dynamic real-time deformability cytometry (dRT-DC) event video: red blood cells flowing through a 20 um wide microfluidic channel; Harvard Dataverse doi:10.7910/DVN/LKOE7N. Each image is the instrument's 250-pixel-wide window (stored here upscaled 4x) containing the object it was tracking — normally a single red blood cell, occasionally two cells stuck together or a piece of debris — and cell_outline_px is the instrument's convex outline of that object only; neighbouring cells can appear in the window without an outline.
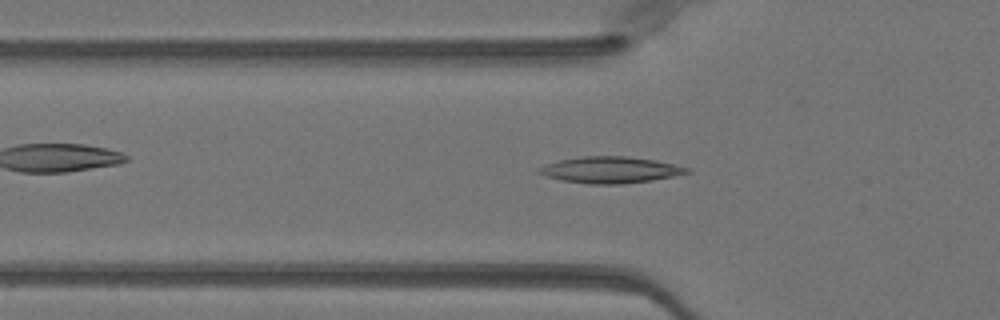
{"species": "Egyptian fruit bat (a non-hibernating species)", "species_latin": "Rousettus aegyptiacus", "temperature_condition": "warm", "stored_images_in_passage": 42, "camera_frame_rate_fps": 3000, "um_per_image_px": 0.085, "animal": {"sex": "female"}, "frame": {"image": 1, "passage_image": 13, "time_ms": 4.0, "image_size_px": [1000, 320], "cell_outline_px": [[692, 172], [652, 180], [620, 184], [588, 184], [560, 180], [544, 176], [536, 172], [536, 168], [560, 160], [584, 156], [624, 156], [656, 160], [692, 168]], "centroid_in_image_um": [51.87, 14.44], "position_along_channel_um": 73.9, "area_um2": 22.83}}
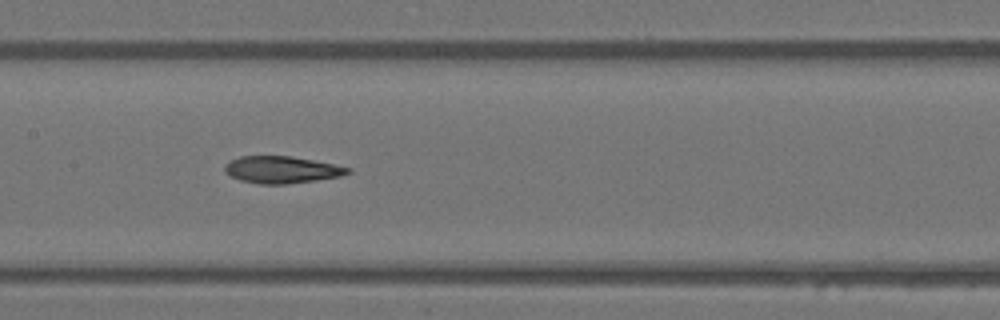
{"frame": {"image": 2, "passage_image": 21, "time_ms": 6.667, "image_size_px": [1000, 320], "cell_outline_px": [[352, 172], [340, 176], [316, 180], [288, 184], [260, 184], [240, 180], [224, 172], [224, 168], [232, 160], [240, 156], [288, 156], [312, 160], [352, 168]], "centroid_in_image_um": [23.96, 14.43], "position_along_channel_um": 183.4, "area_um2": 19.13}}
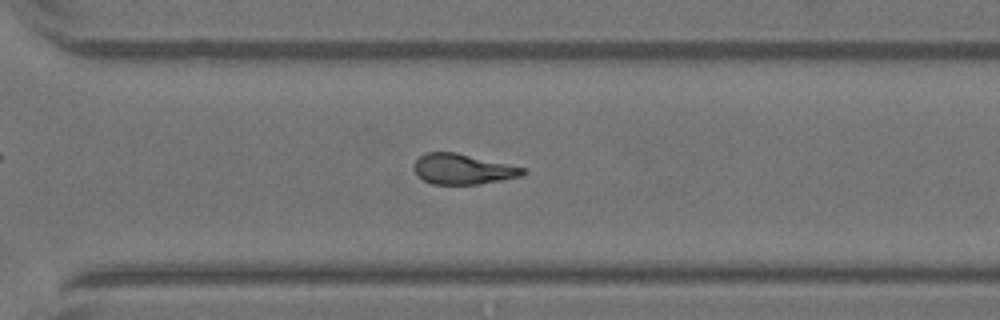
{"frame": {"image": 3, "passage_image": 32, "time_ms": 10.333, "image_size_px": [1000, 320], "cell_outline_px": [[528, 172], [520, 176], [480, 184], [432, 184], [416, 176], [412, 168], [416, 160], [420, 156], [428, 152], [456, 152], [528, 168]], "centroid_in_image_um": [39.34, 14.37], "position_along_channel_um": 331.3, "area_um2": 19.48}, "authors_computed_cell_mechanics": {"area_um2": 19.8543, "velocity_mm_per_s": 4.0535, "shape_relaxation_time_tau1_ms": null, "shape_relaxation_time_tau2_ms": 6.5451, "deformation_change_tau1": null, "deformation_change_tau2": 0.1833}}